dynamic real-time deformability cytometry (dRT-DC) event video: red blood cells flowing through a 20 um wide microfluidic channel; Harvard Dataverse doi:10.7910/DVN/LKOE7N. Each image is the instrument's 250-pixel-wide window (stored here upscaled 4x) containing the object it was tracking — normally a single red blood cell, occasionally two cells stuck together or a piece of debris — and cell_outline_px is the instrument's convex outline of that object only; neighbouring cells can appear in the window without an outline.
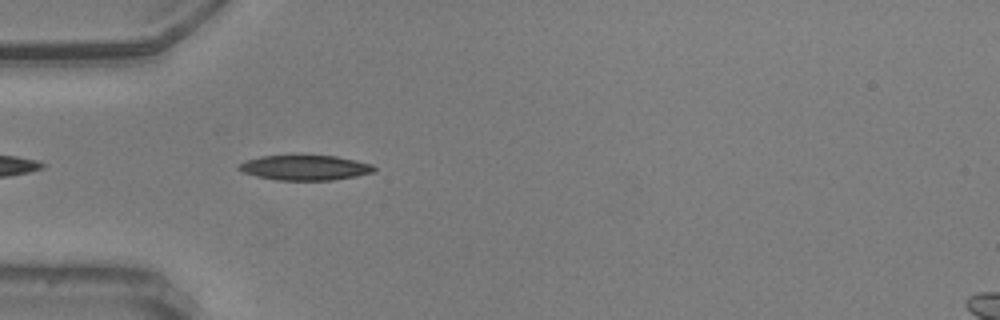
{"species": "common noctule bat (a hibernating species)", "species_latin": "Nyctalus noctula", "temperature_condition": "warm", "stored_images_in_passage": 18, "camera_frame_rate_fps": 3000, "um_per_image_px": 0.085, "animal": {"sex": "male", "body_mass_g": 20.5, "forearm_length_mm": 52.5}, "frame": {"image": 1, "passage_image": 3, "time_ms": 0.667, "image_size_px": [1000, 320], "cell_outline_px": [[376, 168], [372, 172], [356, 176], [332, 180], [276, 180], [256, 176], [240, 172], [236, 168], [240, 164], [248, 160], [260, 156], [336, 156], [356, 160], [372, 164]], "centroid_in_image_um": [25.9, 14.26], "position_along_channel_um": 59.1, "area_um2": 19.59}}
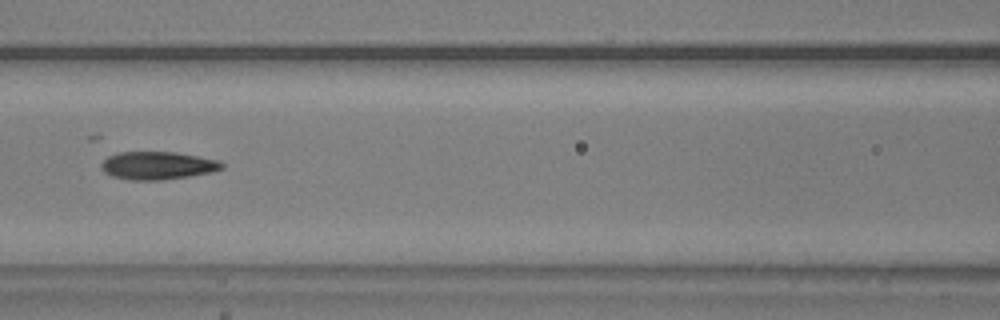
{"frame": {"image": 2, "passage_image": 11, "time_ms": 3.333, "image_size_px": [1000, 320], "cell_outline_px": [[224, 168], [212, 172], [188, 176], [160, 180], [132, 180], [112, 176], [104, 172], [100, 164], [108, 156], [120, 152], [176, 152], [216, 160], [224, 164]], "centroid_in_image_um": [13.38, 14.07], "position_along_channel_um": 153.2, "area_um2": 19.42}}